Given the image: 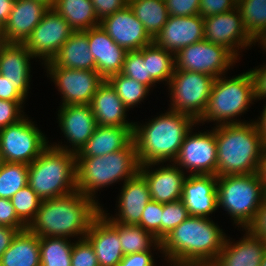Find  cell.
Returning a JSON list of instances; mask_svg holds the SVG:
<instances>
[{
	"label": "cell",
	"mask_w": 266,
	"mask_h": 266,
	"mask_svg": "<svg viewBox=\"0 0 266 266\" xmlns=\"http://www.w3.org/2000/svg\"><path fill=\"white\" fill-rule=\"evenodd\" d=\"M98 200L75 191L69 195L42 200L34 220L27 227L39 237L85 238L92 221L100 214Z\"/></svg>",
	"instance_id": "6da1fadb"
},
{
	"label": "cell",
	"mask_w": 266,
	"mask_h": 266,
	"mask_svg": "<svg viewBox=\"0 0 266 266\" xmlns=\"http://www.w3.org/2000/svg\"><path fill=\"white\" fill-rule=\"evenodd\" d=\"M225 240L226 234L213 220L189 216L160 243L170 264H201L213 263Z\"/></svg>",
	"instance_id": "7a4b0ae2"
},
{
	"label": "cell",
	"mask_w": 266,
	"mask_h": 266,
	"mask_svg": "<svg viewBox=\"0 0 266 266\" xmlns=\"http://www.w3.org/2000/svg\"><path fill=\"white\" fill-rule=\"evenodd\" d=\"M196 124L191 116L171 109L145 125L135 124L133 138L139 164L174 162L183 140Z\"/></svg>",
	"instance_id": "3957f363"
},
{
	"label": "cell",
	"mask_w": 266,
	"mask_h": 266,
	"mask_svg": "<svg viewBox=\"0 0 266 266\" xmlns=\"http://www.w3.org/2000/svg\"><path fill=\"white\" fill-rule=\"evenodd\" d=\"M216 176L258 173L264 143L252 122L216 125Z\"/></svg>",
	"instance_id": "277c9868"
},
{
	"label": "cell",
	"mask_w": 266,
	"mask_h": 266,
	"mask_svg": "<svg viewBox=\"0 0 266 266\" xmlns=\"http://www.w3.org/2000/svg\"><path fill=\"white\" fill-rule=\"evenodd\" d=\"M48 145L28 165V185L41 200L63 197L77 191L76 154Z\"/></svg>",
	"instance_id": "5b68a950"
},
{
	"label": "cell",
	"mask_w": 266,
	"mask_h": 266,
	"mask_svg": "<svg viewBox=\"0 0 266 266\" xmlns=\"http://www.w3.org/2000/svg\"><path fill=\"white\" fill-rule=\"evenodd\" d=\"M76 158L77 191L92 200L99 188L133 178L140 167L134 140L127 147L107 155Z\"/></svg>",
	"instance_id": "8992f818"
},
{
	"label": "cell",
	"mask_w": 266,
	"mask_h": 266,
	"mask_svg": "<svg viewBox=\"0 0 266 266\" xmlns=\"http://www.w3.org/2000/svg\"><path fill=\"white\" fill-rule=\"evenodd\" d=\"M266 199L259 173L217 177L218 207L230 214L236 225L246 227Z\"/></svg>",
	"instance_id": "52a82bcc"
},
{
	"label": "cell",
	"mask_w": 266,
	"mask_h": 266,
	"mask_svg": "<svg viewBox=\"0 0 266 266\" xmlns=\"http://www.w3.org/2000/svg\"><path fill=\"white\" fill-rule=\"evenodd\" d=\"M253 100V81L249 71L230 79L220 76L215 78L207 107L197 122L216 121L218 126L244 123L235 121L234 117L245 113Z\"/></svg>",
	"instance_id": "ba28073f"
},
{
	"label": "cell",
	"mask_w": 266,
	"mask_h": 266,
	"mask_svg": "<svg viewBox=\"0 0 266 266\" xmlns=\"http://www.w3.org/2000/svg\"><path fill=\"white\" fill-rule=\"evenodd\" d=\"M215 77L186 70H175L168 85L170 109L191 116L198 121L208 104Z\"/></svg>",
	"instance_id": "9c48e42d"
},
{
	"label": "cell",
	"mask_w": 266,
	"mask_h": 266,
	"mask_svg": "<svg viewBox=\"0 0 266 266\" xmlns=\"http://www.w3.org/2000/svg\"><path fill=\"white\" fill-rule=\"evenodd\" d=\"M23 117L0 130V157L3 162L31 164L49 145L34 122Z\"/></svg>",
	"instance_id": "30bf717a"
},
{
	"label": "cell",
	"mask_w": 266,
	"mask_h": 266,
	"mask_svg": "<svg viewBox=\"0 0 266 266\" xmlns=\"http://www.w3.org/2000/svg\"><path fill=\"white\" fill-rule=\"evenodd\" d=\"M238 60L226 47L205 39L180 49L175 54V70L201 72L218 78Z\"/></svg>",
	"instance_id": "8fae6325"
},
{
	"label": "cell",
	"mask_w": 266,
	"mask_h": 266,
	"mask_svg": "<svg viewBox=\"0 0 266 266\" xmlns=\"http://www.w3.org/2000/svg\"><path fill=\"white\" fill-rule=\"evenodd\" d=\"M74 30L53 8L44 14L24 45L35 58L51 61Z\"/></svg>",
	"instance_id": "7c38bea8"
},
{
	"label": "cell",
	"mask_w": 266,
	"mask_h": 266,
	"mask_svg": "<svg viewBox=\"0 0 266 266\" xmlns=\"http://www.w3.org/2000/svg\"><path fill=\"white\" fill-rule=\"evenodd\" d=\"M186 135L174 163L189 170L191 175H216L217 145L215 127L210 132L204 131ZM191 133V134H190Z\"/></svg>",
	"instance_id": "4fadbf2b"
},
{
	"label": "cell",
	"mask_w": 266,
	"mask_h": 266,
	"mask_svg": "<svg viewBox=\"0 0 266 266\" xmlns=\"http://www.w3.org/2000/svg\"><path fill=\"white\" fill-rule=\"evenodd\" d=\"M204 39L226 47L236 58L240 48H248L255 40L245 30L238 8L203 18ZM238 49V50H237Z\"/></svg>",
	"instance_id": "5bb4252c"
},
{
	"label": "cell",
	"mask_w": 266,
	"mask_h": 266,
	"mask_svg": "<svg viewBox=\"0 0 266 266\" xmlns=\"http://www.w3.org/2000/svg\"><path fill=\"white\" fill-rule=\"evenodd\" d=\"M58 91L62 105L90 104L98 86L105 80L96 70H77L64 67H46Z\"/></svg>",
	"instance_id": "9a60e30c"
},
{
	"label": "cell",
	"mask_w": 266,
	"mask_h": 266,
	"mask_svg": "<svg viewBox=\"0 0 266 266\" xmlns=\"http://www.w3.org/2000/svg\"><path fill=\"white\" fill-rule=\"evenodd\" d=\"M58 119L60 129L65 138H67V141L72 145V148L59 144L54 147L77 154L93 135L97 127L91 105L70 104L60 106Z\"/></svg>",
	"instance_id": "2e32d148"
},
{
	"label": "cell",
	"mask_w": 266,
	"mask_h": 266,
	"mask_svg": "<svg viewBox=\"0 0 266 266\" xmlns=\"http://www.w3.org/2000/svg\"><path fill=\"white\" fill-rule=\"evenodd\" d=\"M100 26L117 45L127 51L140 50L153 42L129 4L102 19Z\"/></svg>",
	"instance_id": "e0dca14e"
},
{
	"label": "cell",
	"mask_w": 266,
	"mask_h": 266,
	"mask_svg": "<svg viewBox=\"0 0 266 266\" xmlns=\"http://www.w3.org/2000/svg\"><path fill=\"white\" fill-rule=\"evenodd\" d=\"M101 208L85 238L91 243L99 266H118L124 254L119 239V223L111 221Z\"/></svg>",
	"instance_id": "ac0fdd59"
},
{
	"label": "cell",
	"mask_w": 266,
	"mask_h": 266,
	"mask_svg": "<svg viewBox=\"0 0 266 266\" xmlns=\"http://www.w3.org/2000/svg\"><path fill=\"white\" fill-rule=\"evenodd\" d=\"M204 39L203 17L169 16L153 42L176 54L180 49Z\"/></svg>",
	"instance_id": "d6986e66"
},
{
	"label": "cell",
	"mask_w": 266,
	"mask_h": 266,
	"mask_svg": "<svg viewBox=\"0 0 266 266\" xmlns=\"http://www.w3.org/2000/svg\"><path fill=\"white\" fill-rule=\"evenodd\" d=\"M160 163L143 164L139 167V173L145 178L151 200L159 203H169L182 198L183 182L187 175H184L183 169L172 165L160 166L159 169L150 170L152 165ZM162 167V168H161Z\"/></svg>",
	"instance_id": "ffe728a7"
},
{
	"label": "cell",
	"mask_w": 266,
	"mask_h": 266,
	"mask_svg": "<svg viewBox=\"0 0 266 266\" xmlns=\"http://www.w3.org/2000/svg\"><path fill=\"white\" fill-rule=\"evenodd\" d=\"M181 200L190 216L210 218L209 215L218 208L217 176H186Z\"/></svg>",
	"instance_id": "44dd1931"
},
{
	"label": "cell",
	"mask_w": 266,
	"mask_h": 266,
	"mask_svg": "<svg viewBox=\"0 0 266 266\" xmlns=\"http://www.w3.org/2000/svg\"><path fill=\"white\" fill-rule=\"evenodd\" d=\"M88 44L95 60L96 71L104 79L121 73L128 51L117 45L100 25L88 29Z\"/></svg>",
	"instance_id": "7402d4cb"
},
{
	"label": "cell",
	"mask_w": 266,
	"mask_h": 266,
	"mask_svg": "<svg viewBox=\"0 0 266 266\" xmlns=\"http://www.w3.org/2000/svg\"><path fill=\"white\" fill-rule=\"evenodd\" d=\"M48 10L49 7L40 1L15 0L3 27L7 41L24 44Z\"/></svg>",
	"instance_id": "603a6c76"
},
{
	"label": "cell",
	"mask_w": 266,
	"mask_h": 266,
	"mask_svg": "<svg viewBox=\"0 0 266 266\" xmlns=\"http://www.w3.org/2000/svg\"><path fill=\"white\" fill-rule=\"evenodd\" d=\"M122 186L117 208L119 214H116V218L107 217L120 224L138 225L146 204L151 201L148 184L138 172L133 178L126 180Z\"/></svg>",
	"instance_id": "cb8c5ba5"
},
{
	"label": "cell",
	"mask_w": 266,
	"mask_h": 266,
	"mask_svg": "<svg viewBox=\"0 0 266 266\" xmlns=\"http://www.w3.org/2000/svg\"><path fill=\"white\" fill-rule=\"evenodd\" d=\"M245 231L246 235L237 243L231 242L226 236L222 250L212 263L214 266H261L266 254V242L247 229Z\"/></svg>",
	"instance_id": "d4e9b609"
},
{
	"label": "cell",
	"mask_w": 266,
	"mask_h": 266,
	"mask_svg": "<svg viewBox=\"0 0 266 266\" xmlns=\"http://www.w3.org/2000/svg\"><path fill=\"white\" fill-rule=\"evenodd\" d=\"M90 105L99 126L134 127L135 125V122L125 120L128 109L106 79L98 86Z\"/></svg>",
	"instance_id": "484cf974"
},
{
	"label": "cell",
	"mask_w": 266,
	"mask_h": 266,
	"mask_svg": "<svg viewBox=\"0 0 266 266\" xmlns=\"http://www.w3.org/2000/svg\"><path fill=\"white\" fill-rule=\"evenodd\" d=\"M30 58L35 57L19 43H9L0 54V74L25 98L30 89Z\"/></svg>",
	"instance_id": "4316f807"
},
{
	"label": "cell",
	"mask_w": 266,
	"mask_h": 266,
	"mask_svg": "<svg viewBox=\"0 0 266 266\" xmlns=\"http://www.w3.org/2000/svg\"><path fill=\"white\" fill-rule=\"evenodd\" d=\"M44 65L45 67L96 70L95 60L88 44V30L74 31L57 55Z\"/></svg>",
	"instance_id": "83f0119b"
},
{
	"label": "cell",
	"mask_w": 266,
	"mask_h": 266,
	"mask_svg": "<svg viewBox=\"0 0 266 266\" xmlns=\"http://www.w3.org/2000/svg\"><path fill=\"white\" fill-rule=\"evenodd\" d=\"M133 130L134 127L97 125L93 135L76 154V157H97L121 150L134 140Z\"/></svg>",
	"instance_id": "f1b7e54d"
},
{
	"label": "cell",
	"mask_w": 266,
	"mask_h": 266,
	"mask_svg": "<svg viewBox=\"0 0 266 266\" xmlns=\"http://www.w3.org/2000/svg\"><path fill=\"white\" fill-rule=\"evenodd\" d=\"M0 266H40V237L20 231L0 257Z\"/></svg>",
	"instance_id": "f546056e"
},
{
	"label": "cell",
	"mask_w": 266,
	"mask_h": 266,
	"mask_svg": "<svg viewBox=\"0 0 266 266\" xmlns=\"http://www.w3.org/2000/svg\"><path fill=\"white\" fill-rule=\"evenodd\" d=\"M53 9L74 31H86L100 25L90 0H56Z\"/></svg>",
	"instance_id": "4dcf8cb0"
},
{
	"label": "cell",
	"mask_w": 266,
	"mask_h": 266,
	"mask_svg": "<svg viewBox=\"0 0 266 266\" xmlns=\"http://www.w3.org/2000/svg\"><path fill=\"white\" fill-rule=\"evenodd\" d=\"M137 19L154 39L169 18L165 0H128Z\"/></svg>",
	"instance_id": "1f68e13d"
},
{
	"label": "cell",
	"mask_w": 266,
	"mask_h": 266,
	"mask_svg": "<svg viewBox=\"0 0 266 266\" xmlns=\"http://www.w3.org/2000/svg\"><path fill=\"white\" fill-rule=\"evenodd\" d=\"M144 61L147 62L148 76L156 83H169L176 69L174 53L152 42L144 47Z\"/></svg>",
	"instance_id": "d6a6232c"
},
{
	"label": "cell",
	"mask_w": 266,
	"mask_h": 266,
	"mask_svg": "<svg viewBox=\"0 0 266 266\" xmlns=\"http://www.w3.org/2000/svg\"><path fill=\"white\" fill-rule=\"evenodd\" d=\"M119 239L122 252L125 255L151 250L155 246L161 250L160 241L151 233L139 225H126L119 223Z\"/></svg>",
	"instance_id": "836d02e7"
},
{
	"label": "cell",
	"mask_w": 266,
	"mask_h": 266,
	"mask_svg": "<svg viewBox=\"0 0 266 266\" xmlns=\"http://www.w3.org/2000/svg\"><path fill=\"white\" fill-rule=\"evenodd\" d=\"M236 7L245 30L258 42L266 32V0H237Z\"/></svg>",
	"instance_id": "e575fe53"
},
{
	"label": "cell",
	"mask_w": 266,
	"mask_h": 266,
	"mask_svg": "<svg viewBox=\"0 0 266 266\" xmlns=\"http://www.w3.org/2000/svg\"><path fill=\"white\" fill-rule=\"evenodd\" d=\"M66 237H40V266H71L73 242Z\"/></svg>",
	"instance_id": "d590c367"
},
{
	"label": "cell",
	"mask_w": 266,
	"mask_h": 266,
	"mask_svg": "<svg viewBox=\"0 0 266 266\" xmlns=\"http://www.w3.org/2000/svg\"><path fill=\"white\" fill-rule=\"evenodd\" d=\"M27 185V164L2 161L0 165V198L11 199L17 191Z\"/></svg>",
	"instance_id": "8d00e7d4"
},
{
	"label": "cell",
	"mask_w": 266,
	"mask_h": 266,
	"mask_svg": "<svg viewBox=\"0 0 266 266\" xmlns=\"http://www.w3.org/2000/svg\"><path fill=\"white\" fill-rule=\"evenodd\" d=\"M106 80L114 88L127 109L133 108L143 101L150 91L148 86L121 73L111 75Z\"/></svg>",
	"instance_id": "74e56055"
},
{
	"label": "cell",
	"mask_w": 266,
	"mask_h": 266,
	"mask_svg": "<svg viewBox=\"0 0 266 266\" xmlns=\"http://www.w3.org/2000/svg\"><path fill=\"white\" fill-rule=\"evenodd\" d=\"M17 217L28 227L40 207V197L29 185L17 191L11 198Z\"/></svg>",
	"instance_id": "f35d334b"
},
{
	"label": "cell",
	"mask_w": 266,
	"mask_h": 266,
	"mask_svg": "<svg viewBox=\"0 0 266 266\" xmlns=\"http://www.w3.org/2000/svg\"><path fill=\"white\" fill-rule=\"evenodd\" d=\"M121 74L141 82L149 88L156 83L148 76L147 62L144 61V47L126 53Z\"/></svg>",
	"instance_id": "ab89813d"
},
{
	"label": "cell",
	"mask_w": 266,
	"mask_h": 266,
	"mask_svg": "<svg viewBox=\"0 0 266 266\" xmlns=\"http://www.w3.org/2000/svg\"><path fill=\"white\" fill-rule=\"evenodd\" d=\"M189 216V212L181 199L174 202L163 203L161 240Z\"/></svg>",
	"instance_id": "60d3db41"
},
{
	"label": "cell",
	"mask_w": 266,
	"mask_h": 266,
	"mask_svg": "<svg viewBox=\"0 0 266 266\" xmlns=\"http://www.w3.org/2000/svg\"><path fill=\"white\" fill-rule=\"evenodd\" d=\"M162 214L163 203L151 200L146 204L138 224L144 230L151 232L159 241H161Z\"/></svg>",
	"instance_id": "b9f144b4"
},
{
	"label": "cell",
	"mask_w": 266,
	"mask_h": 266,
	"mask_svg": "<svg viewBox=\"0 0 266 266\" xmlns=\"http://www.w3.org/2000/svg\"><path fill=\"white\" fill-rule=\"evenodd\" d=\"M71 266H99L94 249L86 238L73 243Z\"/></svg>",
	"instance_id": "7bdbcfd3"
},
{
	"label": "cell",
	"mask_w": 266,
	"mask_h": 266,
	"mask_svg": "<svg viewBox=\"0 0 266 266\" xmlns=\"http://www.w3.org/2000/svg\"><path fill=\"white\" fill-rule=\"evenodd\" d=\"M23 102H13L0 99V130L16 123L24 116L22 109ZM23 112V115L21 114Z\"/></svg>",
	"instance_id": "ee69618b"
},
{
	"label": "cell",
	"mask_w": 266,
	"mask_h": 266,
	"mask_svg": "<svg viewBox=\"0 0 266 266\" xmlns=\"http://www.w3.org/2000/svg\"><path fill=\"white\" fill-rule=\"evenodd\" d=\"M169 16H193L199 14L200 0H165Z\"/></svg>",
	"instance_id": "f6af8a7d"
},
{
	"label": "cell",
	"mask_w": 266,
	"mask_h": 266,
	"mask_svg": "<svg viewBox=\"0 0 266 266\" xmlns=\"http://www.w3.org/2000/svg\"><path fill=\"white\" fill-rule=\"evenodd\" d=\"M236 6V0H200L199 15L203 18L214 16L233 10Z\"/></svg>",
	"instance_id": "bcb514c9"
},
{
	"label": "cell",
	"mask_w": 266,
	"mask_h": 266,
	"mask_svg": "<svg viewBox=\"0 0 266 266\" xmlns=\"http://www.w3.org/2000/svg\"><path fill=\"white\" fill-rule=\"evenodd\" d=\"M0 225L13 228H27L17 217L11 199L0 198Z\"/></svg>",
	"instance_id": "7dc6e473"
},
{
	"label": "cell",
	"mask_w": 266,
	"mask_h": 266,
	"mask_svg": "<svg viewBox=\"0 0 266 266\" xmlns=\"http://www.w3.org/2000/svg\"><path fill=\"white\" fill-rule=\"evenodd\" d=\"M99 21L128 5V0H90Z\"/></svg>",
	"instance_id": "c3c4849f"
},
{
	"label": "cell",
	"mask_w": 266,
	"mask_h": 266,
	"mask_svg": "<svg viewBox=\"0 0 266 266\" xmlns=\"http://www.w3.org/2000/svg\"><path fill=\"white\" fill-rule=\"evenodd\" d=\"M246 229L254 236L261 237L266 242V199L256 212L253 221Z\"/></svg>",
	"instance_id": "681fc988"
},
{
	"label": "cell",
	"mask_w": 266,
	"mask_h": 266,
	"mask_svg": "<svg viewBox=\"0 0 266 266\" xmlns=\"http://www.w3.org/2000/svg\"><path fill=\"white\" fill-rule=\"evenodd\" d=\"M253 81L254 98L265 99L266 97V65L249 70Z\"/></svg>",
	"instance_id": "f907efd6"
},
{
	"label": "cell",
	"mask_w": 266,
	"mask_h": 266,
	"mask_svg": "<svg viewBox=\"0 0 266 266\" xmlns=\"http://www.w3.org/2000/svg\"><path fill=\"white\" fill-rule=\"evenodd\" d=\"M151 250L125 255L118 266H154Z\"/></svg>",
	"instance_id": "816d5d0a"
},
{
	"label": "cell",
	"mask_w": 266,
	"mask_h": 266,
	"mask_svg": "<svg viewBox=\"0 0 266 266\" xmlns=\"http://www.w3.org/2000/svg\"><path fill=\"white\" fill-rule=\"evenodd\" d=\"M0 99L13 102H24L26 99L13 84L0 74Z\"/></svg>",
	"instance_id": "f5cc1de1"
},
{
	"label": "cell",
	"mask_w": 266,
	"mask_h": 266,
	"mask_svg": "<svg viewBox=\"0 0 266 266\" xmlns=\"http://www.w3.org/2000/svg\"><path fill=\"white\" fill-rule=\"evenodd\" d=\"M27 228H13L0 225V257L8 249L13 239L17 236L20 231L26 230Z\"/></svg>",
	"instance_id": "db71d44e"
},
{
	"label": "cell",
	"mask_w": 266,
	"mask_h": 266,
	"mask_svg": "<svg viewBox=\"0 0 266 266\" xmlns=\"http://www.w3.org/2000/svg\"><path fill=\"white\" fill-rule=\"evenodd\" d=\"M14 3L15 0H0V27L6 24Z\"/></svg>",
	"instance_id": "11a10c76"
},
{
	"label": "cell",
	"mask_w": 266,
	"mask_h": 266,
	"mask_svg": "<svg viewBox=\"0 0 266 266\" xmlns=\"http://www.w3.org/2000/svg\"><path fill=\"white\" fill-rule=\"evenodd\" d=\"M254 123L257 127L259 134L262 137L263 143L266 144V106H264L263 112L261 114V117H259V120L255 121Z\"/></svg>",
	"instance_id": "9f6ffc18"
},
{
	"label": "cell",
	"mask_w": 266,
	"mask_h": 266,
	"mask_svg": "<svg viewBox=\"0 0 266 266\" xmlns=\"http://www.w3.org/2000/svg\"><path fill=\"white\" fill-rule=\"evenodd\" d=\"M259 175L261 181L263 183L264 190L266 192V144L263 146L262 154H261V162L259 167Z\"/></svg>",
	"instance_id": "6f0895ef"
},
{
	"label": "cell",
	"mask_w": 266,
	"mask_h": 266,
	"mask_svg": "<svg viewBox=\"0 0 266 266\" xmlns=\"http://www.w3.org/2000/svg\"><path fill=\"white\" fill-rule=\"evenodd\" d=\"M9 44V42L6 39L5 33L3 31V28L0 27V54L2 53V50Z\"/></svg>",
	"instance_id": "680465c9"
},
{
	"label": "cell",
	"mask_w": 266,
	"mask_h": 266,
	"mask_svg": "<svg viewBox=\"0 0 266 266\" xmlns=\"http://www.w3.org/2000/svg\"><path fill=\"white\" fill-rule=\"evenodd\" d=\"M173 266H214L212 263H201V264H176Z\"/></svg>",
	"instance_id": "91938a15"
},
{
	"label": "cell",
	"mask_w": 266,
	"mask_h": 266,
	"mask_svg": "<svg viewBox=\"0 0 266 266\" xmlns=\"http://www.w3.org/2000/svg\"><path fill=\"white\" fill-rule=\"evenodd\" d=\"M36 1H40V2L44 3L49 8H53V6L55 5V2H56V0H36Z\"/></svg>",
	"instance_id": "94428289"
},
{
	"label": "cell",
	"mask_w": 266,
	"mask_h": 266,
	"mask_svg": "<svg viewBox=\"0 0 266 266\" xmlns=\"http://www.w3.org/2000/svg\"><path fill=\"white\" fill-rule=\"evenodd\" d=\"M258 41H260L259 43H261L260 46L263 45L262 46L263 49L266 50V32H265V34Z\"/></svg>",
	"instance_id": "6125c7cd"
},
{
	"label": "cell",
	"mask_w": 266,
	"mask_h": 266,
	"mask_svg": "<svg viewBox=\"0 0 266 266\" xmlns=\"http://www.w3.org/2000/svg\"><path fill=\"white\" fill-rule=\"evenodd\" d=\"M261 266H266V254L264 255L262 259Z\"/></svg>",
	"instance_id": "be15d7a7"
}]
</instances>
